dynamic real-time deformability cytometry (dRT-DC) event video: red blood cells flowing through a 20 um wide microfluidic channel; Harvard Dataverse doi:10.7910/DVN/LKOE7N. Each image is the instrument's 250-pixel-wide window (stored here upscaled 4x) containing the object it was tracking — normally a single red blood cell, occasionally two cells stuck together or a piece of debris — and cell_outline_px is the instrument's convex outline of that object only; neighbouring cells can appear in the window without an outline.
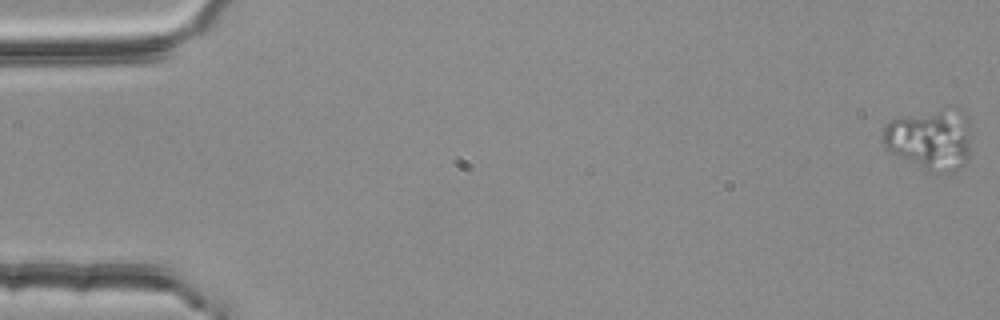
{"species": "common noctule bat (a hibernating species)", "species_latin": "Nyctalus noctula", "temperature_condition": "room temperature", "stored_images_in_passage": 56, "camera_frame_rate_fps": 3000, "um_per_image_px": 0.085, "animal": {"sex": "female", "body_mass_g": 25.1}, "frame": {"image": 1, "passage_image": 1, "time_ms": 0.0, "image_size_px": [1000, 320], "cell_outline_px": [[968, 160], [960, 168], [952, 172], [928, 172], [896, 156], [884, 148], [884, 128], [892, 120], [900, 116], [944, 104], [960, 108], [968, 112]], "centroid_in_image_um": [79.09, 11.76], "position_along_channel_um": 5.9, "area_um2": 32.66}}
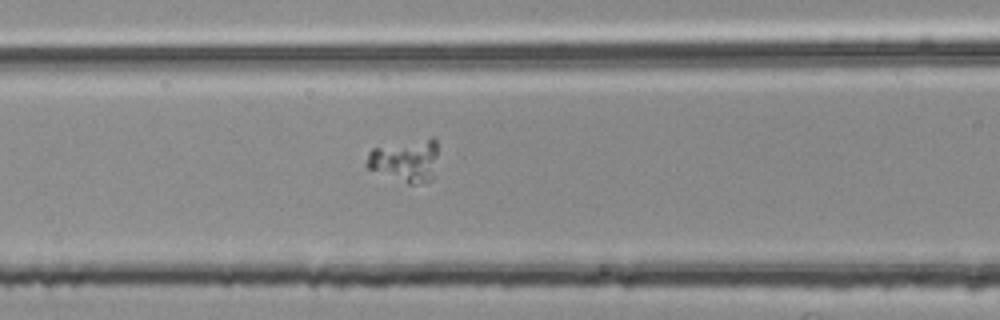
{"frame": {"image": 2, "passage_image": 24, "time_ms": 7.667, "image_size_px": [1000, 320], "cell_outline_px": [[436, 156], [432, 180], [424, 184], [408, 184], [368, 168], [364, 164], [368, 152], [372, 148], [432, 136], [436, 140]], "centroid_in_image_um": [34.45, 13.64], "position_along_channel_um": 132.2, "area_um2": 17.86}}
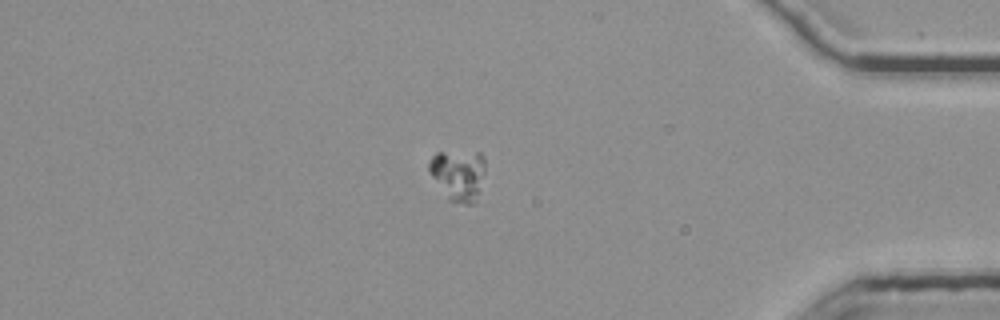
{"frame": {"image": 3, "passage_image": 48, "time_ms": 15.667, "image_size_px": [1000, 320], "cell_outline_px": [[484, 172], [476, 200], [472, 204], [468, 204], [448, 200], [432, 176], [428, 168], [428, 164], [432, 156], [436, 152], [480, 152], [484, 156]], "centroid_in_image_um": [38.95, 14.84], "position_along_channel_um": 396.3, "area_um2": 16.53}}